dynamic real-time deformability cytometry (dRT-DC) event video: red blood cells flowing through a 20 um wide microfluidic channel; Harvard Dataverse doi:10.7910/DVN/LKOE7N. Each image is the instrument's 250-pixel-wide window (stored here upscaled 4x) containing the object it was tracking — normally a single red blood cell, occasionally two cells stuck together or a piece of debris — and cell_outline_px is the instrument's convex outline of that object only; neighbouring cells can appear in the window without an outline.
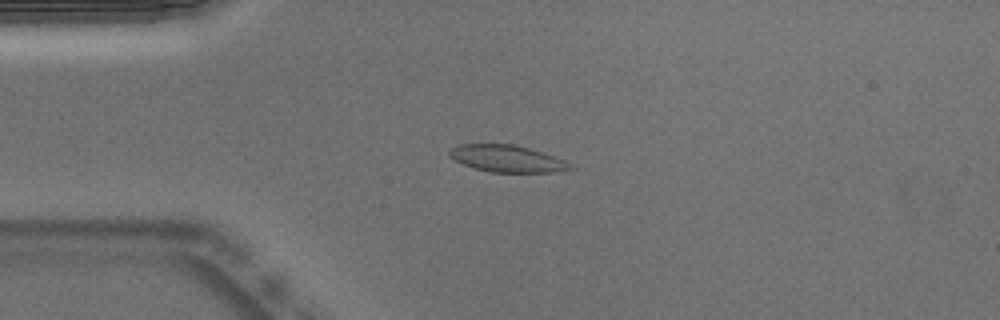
{"species": "Egyptian fruit bat (a non-hibernating species)", "species_latin": "Rousettus aegyptiacus", "temperature_condition": "warm", "stored_images_in_passage": 52, "segment_of_instrument_passage": [1, 2], "camera_frame_rate_fps": 3000, "um_per_image_px": 0.085, "animal": {"sex": "male"}, "frame": {"image": 1, "passage_image": 12, "time_ms": 3.667, "image_size_px": [1000, 320], "cell_outline_px": [[576, 168], [556, 172], [492, 172], [476, 168], [464, 164], [448, 156], [448, 148], [456, 144], [512, 144], [528, 148], [564, 160], [572, 164]], "centroid_in_image_um": [43.07, 13.48], "position_along_channel_um": 41.9, "area_um2": 18.84}}
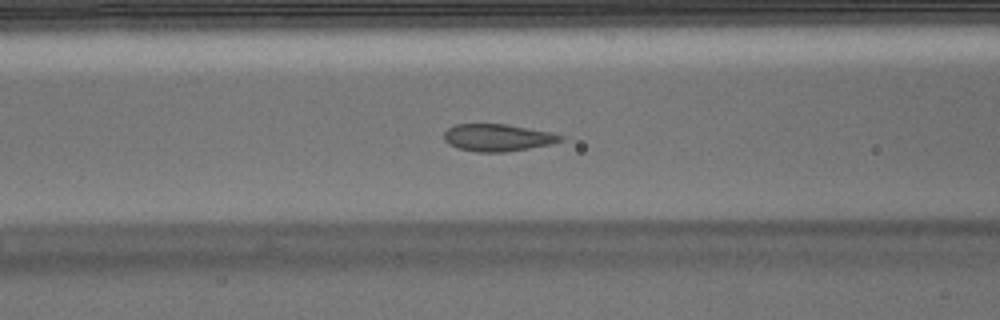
{"frame": {"image": 2, "passage_image": 20, "time_ms": 6.333, "image_size_px": [1000, 320], "cell_outline_px": [[568, 136], [564, 140], [552, 144], [508, 152], [476, 152], [456, 148], [448, 144], [444, 140], [444, 132], [448, 128], [456, 124], [504, 124], [552, 132]], "centroid_in_image_um": [42.34, 11.7], "position_along_channel_um": 124.3, "area_um2": 18.79}}
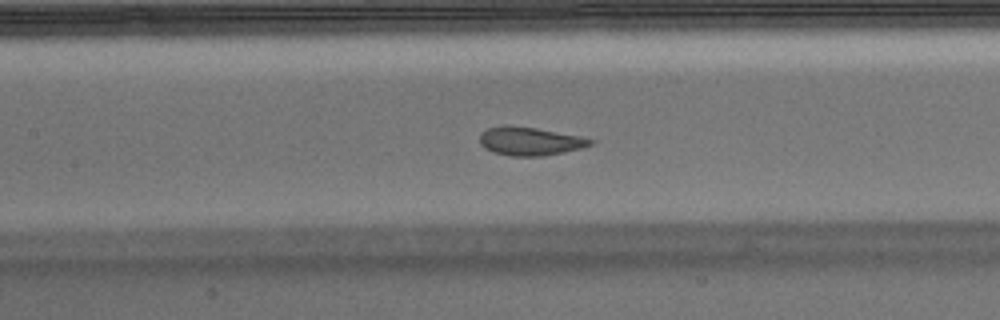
{"frame": {"image": 3, "passage_image": 23, "time_ms": 7.333, "image_size_px": [1000, 320], "cell_outline_px": [[596, 140], [592, 144], [580, 148], [564, 152], [544, 156], [512, 156], [492, 152], [484, 148], [480, 144], [480, 132], [488, 128], [504, 124], [508, 124], [536, 128], [580, 136]], "centroid_in_image_um": [45.01, 11.99], "position_along_channel_um": 162.4, "area_um2": 18.5}}